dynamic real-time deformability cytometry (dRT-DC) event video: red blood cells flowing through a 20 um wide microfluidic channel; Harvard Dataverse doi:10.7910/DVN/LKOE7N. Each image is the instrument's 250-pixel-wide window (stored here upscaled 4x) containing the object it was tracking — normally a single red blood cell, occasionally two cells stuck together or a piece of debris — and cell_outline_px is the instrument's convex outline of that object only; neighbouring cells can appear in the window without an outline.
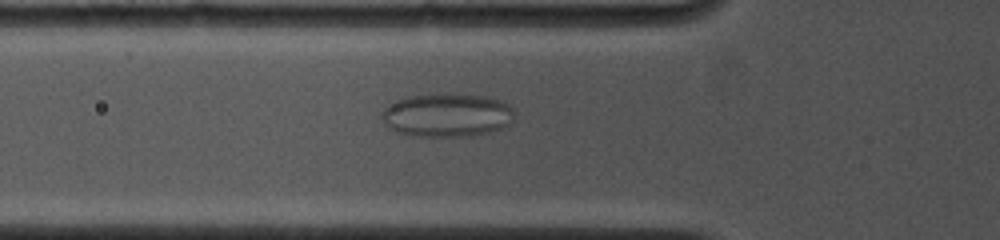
{"species": "common noctule bat (a hibernating species)", "species_latin": "Nyctalus noctula", "temperature_condition": "cold", "stored_images_in_passage": 52, "camera_frame_rate_fps": 4500, "um_per_image_px": 0.085, "animal": {"sex": "female", "body_mass_g": 19.0, "forearm_length_mm": 53.3}, "frame": {"image": 1, "passage_image": 16, "time_ms": 5.556, "image_size_px": [1000, 240], "cell_outline_px": [[512, 120], [508, 124], [500, 128], [488, 132], [472, 136], [416, 136], [396, 132], [384, 124], [380, 116], [384, 108], [388, 104], [396, 100], [408, 96], [488, 96], [500, 100], [508, 104], [512, 108]], "centroid_in_image_um": [37.95, 9.82], "position_along_channel_um": 87.9, "area_um2": 32.89}}
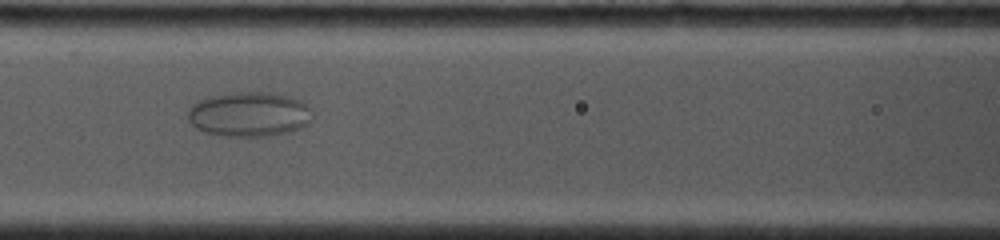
{"frame": {"image": 2, "passage_image": 21, "time_ms": 7.111, "image_size_px": [1000, 240], "cell_outline_px": [[312, 120], [308, 124], [300, 128], [288, 132], [272, 136], [220, 136], [204, 132], [196, 128], [188, 120], [188, 112], [192, 104], [208, 96], [240, 92], [268, 92], [292, 96], [300, 100], [308, 108]], "centroid_in_image_um": [21.16, 9.72], "position_along_channel_um": 145.4, "area_um2": 32.54}}
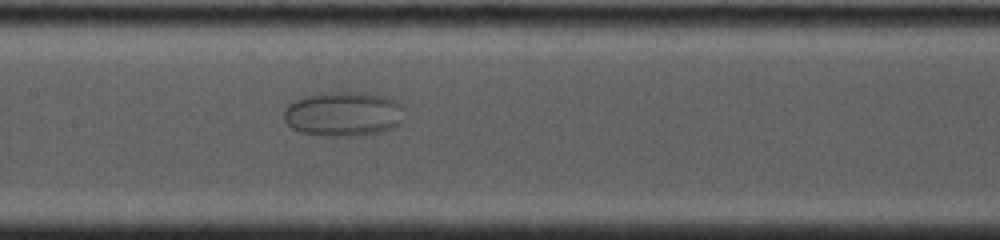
{"frame": {"image": 3, "passage_image": 24, "time_ms": 8.0, "image_size_px": [1000, 240], "cell_outline_px": [[404, 120], [400, 124], [392, 128], [380, 132], [360, 136], [332, 136], [300, 132], [292, 128], [284, 120], [284, 108], [288, 104], [304, 96], [328, 92], [364, 92], [380, 96], [392, 100], [400, 108]], "centroid_in_image_um": [29.14, 9.7], "position_along_channel_um": 178.3, "area_um2": 31.1}}